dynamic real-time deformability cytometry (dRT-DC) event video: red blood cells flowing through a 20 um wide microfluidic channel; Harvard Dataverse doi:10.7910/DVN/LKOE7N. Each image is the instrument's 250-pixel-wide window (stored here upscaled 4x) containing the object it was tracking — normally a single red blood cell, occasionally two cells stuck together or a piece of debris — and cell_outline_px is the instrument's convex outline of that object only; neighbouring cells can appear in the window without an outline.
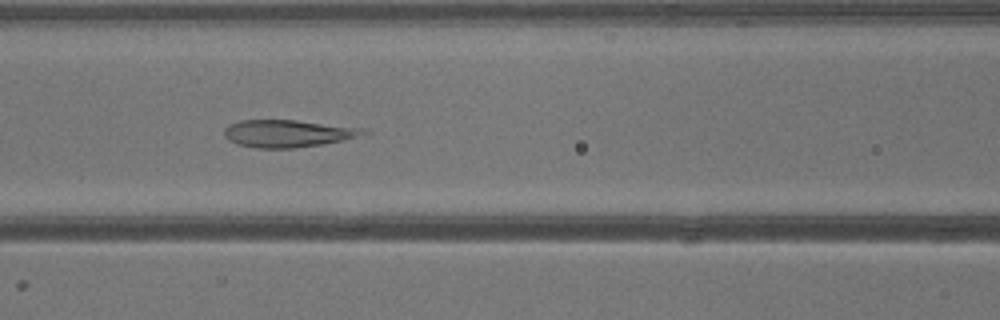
{"species": "common noctule bat (a hibernating species)", "species_latin": "Nyctalus noctula", "temperature_condition": "warm", "stored_images_in_passage": 41, "camera_frame_rate_fps": 3000, "um_per_image_px": 0.085, "animal": {"sex": "male", "body_mass_g": 13.3}, "frame": {"image": 1, "passage_image": 18, "time_ms": 5.667, "image_size_px": [1000, 320], "cell_outline_px": [[372, 132], [344, 140], [324, 144], [292, 148], [256, 148], [236, 144], [228, 140], [224, 136], [224, 128], [228, 124], [240, 120], [296, 120], [360, 128]], "centroid_in_image_um": [24.41, 11.35], "position_along_channel_um": 142.2, "area_um2": 22.2}}
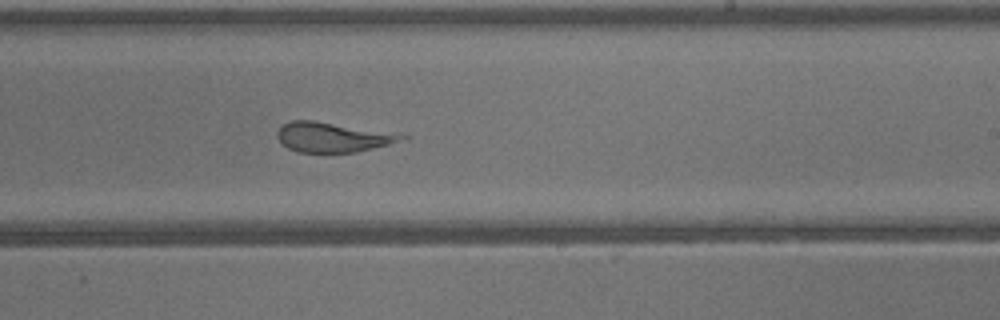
{"frame": {"image": 2, "passage_image": 25, "time_ms": 8.0, "image_size_px": [1000, 320], "cell_outline_px": [[412, 136], [408, 140], [356, 152], [296, 152], [288, 148], [276, 136], [276, 132], [284, 124], [292, 120], [312, 120], [396, 132]], "centroid_in_image_um": [28.39, 11.65], "position_along_channel_um": 260.6, "area_um2": 21.96}}
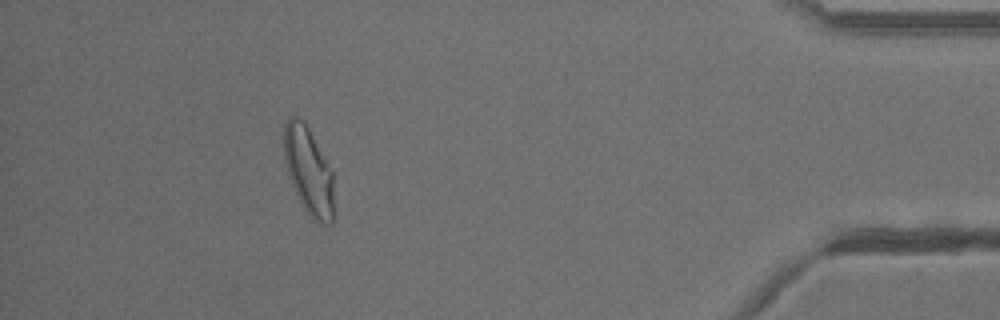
{"frame": {"image": 3, "passage_image": 37, "time_ms": 12.0, "image_size_px": [1000, 320], "cell_outline_px": [[336, 220], [332, 224], [320, 224], [304, 208], [296, 192], [288, 172], [284, 156], [284, 124], [288, 116], [296, 116], [304, 120], [332, 172]], "centroid_in_image_um": [26.27, 14.55], "position_along_channel_um": 408.9, "area_um2": 25.43}}